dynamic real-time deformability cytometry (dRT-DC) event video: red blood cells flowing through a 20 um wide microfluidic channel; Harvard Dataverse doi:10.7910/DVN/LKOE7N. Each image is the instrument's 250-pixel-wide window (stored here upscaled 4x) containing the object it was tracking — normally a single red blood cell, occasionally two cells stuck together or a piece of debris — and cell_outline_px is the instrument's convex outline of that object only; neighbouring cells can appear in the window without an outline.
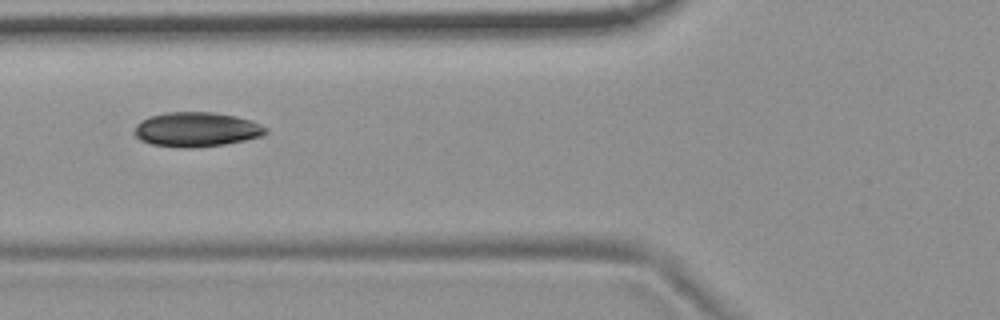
{"species": "common noctule bat (a hibernating species)", "species_latin": "Nyctalus noctula", "temperature_condition": "room temperature", "stored_images_in_passage": 5, "camera_frame_rate_fps": 3000, "um_per_image_px": 0.085, "animal": {"sex": "female", "body_mass_g": 19.9}, "frame": {"image": 1, "passage_image": 3, "time_ms": 0.667, "image_size_px": [1000, 320], "cell_outline_px": [[268, 132], [260, 136], [244, 140], [224, 144], [192, 148], [184, 148], [152, 144], [140, 140], [132, 132], [136, 124], [140, 120], [152, 116], [168, 112], [212, 112], [236, 116], [252, 120], [268, 128]], "centroid_in_image_um": [16.69, 11.0], "position_along_channel_um": 109.1, "area_um2": 26.47}}
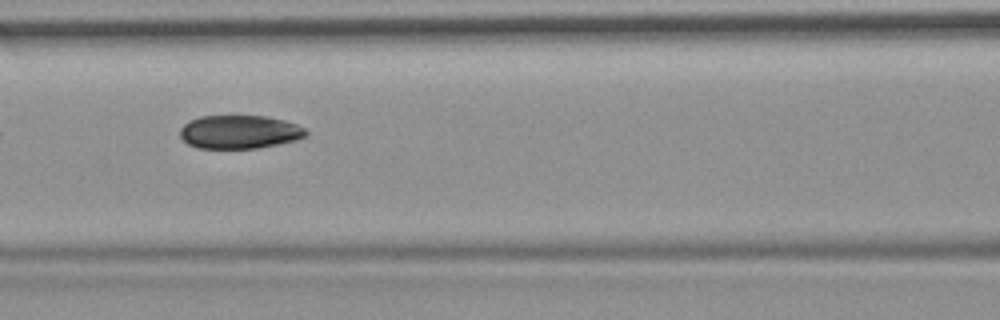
{"frame": {"image": 2, "passage_image": 4, "time_ms": 1.0, "image_size_px": [1000, 320], "cell_outline_px": [[308, 136], [296, 140], [256, 148], [196, 148], [188, 144], [180, 136], [180, 128], [188, 120], [200, 116], [264, 116], [284, 120], [296, 124], [304, 128], [308, 132]], "centroid_in_image_um": [20.34, 11.21], "position_along_channel_um": 146.3, "area_um2": 24.57}}